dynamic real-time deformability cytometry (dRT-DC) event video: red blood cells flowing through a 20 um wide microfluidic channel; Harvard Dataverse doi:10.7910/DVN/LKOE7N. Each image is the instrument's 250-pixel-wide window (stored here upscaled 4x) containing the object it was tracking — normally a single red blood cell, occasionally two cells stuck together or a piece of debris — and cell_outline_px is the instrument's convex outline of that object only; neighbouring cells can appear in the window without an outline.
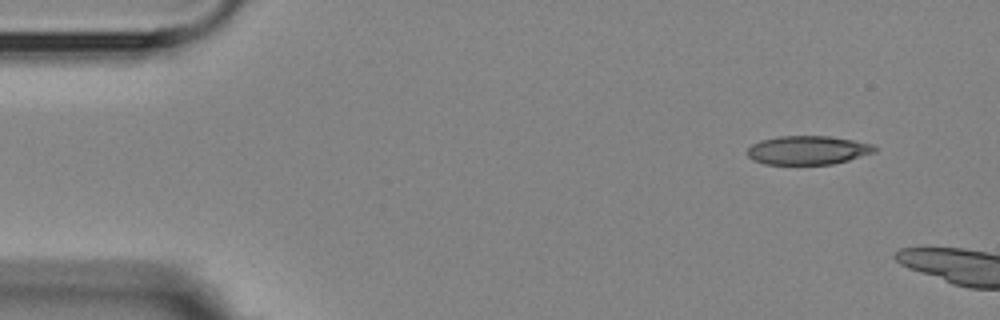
{"species": "Egyptian fruit bat (a non-hibernating species)", "species_latin": "Rousettus aegyptiacus", "temperature_condition": "room temperature", "stored_images_in_passage": 3, "camera_frame_rate_fps": 3000, "um_per_image_px": 0.085, "animal": {"sex": "female"}, "frame": {"image": 1, "passage_image": 1, "time_ms": 0.0, "image_size_px": [1000, 320], "cell_outline_px": [[880, 148], [876, 152], [848, 160], [832, 164], [764, 164], [752, 160], [744, 152], [752, 144], [760, 140], [776, 136], [828, 136], [852, 140], [872, 144]], "centroid_in_image_um": [68.64, 12.76], "position_along_channel_um": 16.4, "area_um2": 21.56}}